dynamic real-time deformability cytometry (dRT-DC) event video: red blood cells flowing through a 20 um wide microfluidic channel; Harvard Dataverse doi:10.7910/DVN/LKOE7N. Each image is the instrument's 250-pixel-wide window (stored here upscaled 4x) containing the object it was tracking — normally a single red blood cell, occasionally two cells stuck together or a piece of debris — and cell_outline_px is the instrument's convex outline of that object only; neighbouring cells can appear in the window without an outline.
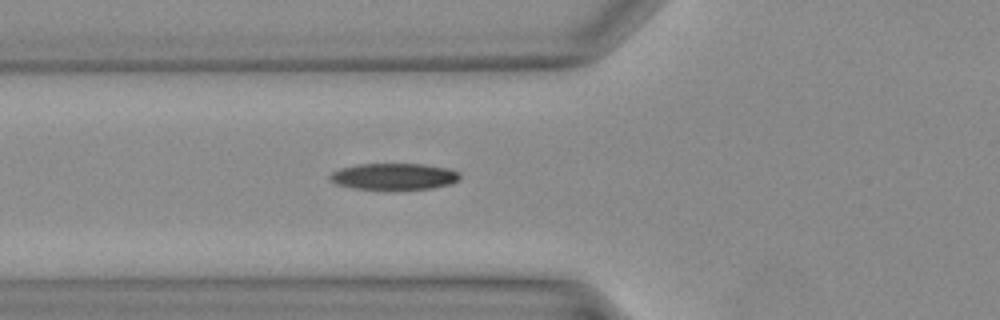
{"species": "Egyptian fruit bat (a non-hibernating species)", "species_latin": "Rousettus aegyptiacus", "temperature_condition": "warm", "stored_images_in_passage": 26, "camera_frame_rate_fps": 3000, "um_per_image_px": 0.085, "animal": {"sex": "female"}, "frame": {"image": 1, "passage_image": 2, "time_ms": 0.333, "image_size_px": [1000, 320], "cell_outline_px": [[460, 176], [456, 180], [448, 184], [432, 188], [356, 188], [336, 184], [328, 180], [328, 176], [332, 172], [340, 168], [356, 164], [424, 164], [448, 168], [460, 172]], "centroid_in_image_um": [33.44, 14.97], "position_along_channel_um": 92.4, "area_um2": 19.65}}
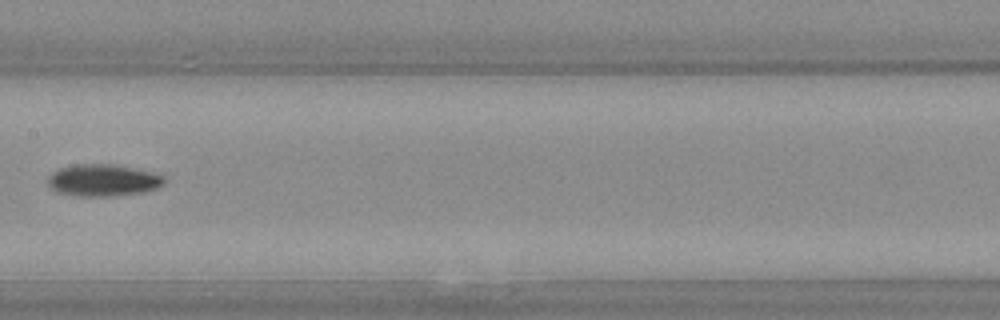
{"frame": {"image": 2, "passage_image": 8, "time_ms": 2.333, "image_size_px": [1000, 320], "cell_outline_px": [[164, 184], [156, 188], [140, 192], [108, 196], [80, 196], [56, 192], [48, 184], [48, 176], [52, 172], [60, 168], [76, 164], [116, 164], [156, 172], [164, 176]], "centroid_in_image_um": [8.76, 15.3], "position_along_channel_um": 198.6, "area_um2": 21.68}}
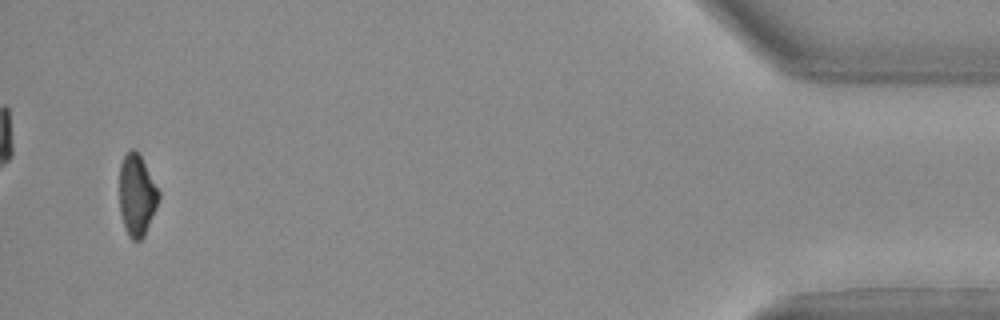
{"frame": {"image": 3, "passage_image": 25, "time_ms": 8.0, "image_size_px": [1000, 320], "cell_outline_px": [[160, 196], [156, 208], [144, 236], [140, 240], [132, 240], [128, 236], [120, 212], [120, 164], [124, 156], [132, 148], [136, 148], [140, 152], [160, 192]], "centroid_in_image_um": [11.64, 16.54], "position_along_channel_um": 423.6, "area_um2": 18.79}}